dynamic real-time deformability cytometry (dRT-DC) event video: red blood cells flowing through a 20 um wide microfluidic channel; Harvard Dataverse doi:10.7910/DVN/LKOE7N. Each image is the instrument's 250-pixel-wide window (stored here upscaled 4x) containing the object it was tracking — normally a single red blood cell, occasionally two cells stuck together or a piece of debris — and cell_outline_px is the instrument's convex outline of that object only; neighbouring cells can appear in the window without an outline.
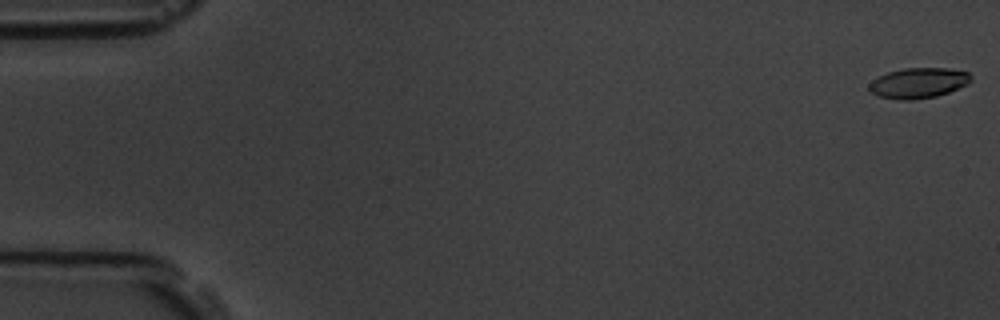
{"species": "common noctule bat (a hibernating species)", "species_latin": "Nyctalus noctula", "temperature_condition": "room temperature", "stored_images_in_passage": 6, "segment_of_instrument_passage": [2, 2], "camera_frame_rate_fps": 3000, "um_per_image_px": 0.085, "animal": {"sex": "male", "body_mass_g": 19.5, "forearm_length_mm": 54.6}, "frame": {"image": 1, "passage_image": 6, "time_ms": 6.667, "image_size_px": [1000, 320], "cell_outline_px": [[972, 80], [968, 84], [948, 92], [936, 96], [912, 100], [896, 100], [880, 96], [868, 92], [868, 84], [872, 80], [888, 72], [904, 68], [948, 68], [968, 72], [972, 76]], "centroid_in_image_um": [78.05, 7.05], "position_along_channel_um": 7.0, "area_um2": 18.15}}